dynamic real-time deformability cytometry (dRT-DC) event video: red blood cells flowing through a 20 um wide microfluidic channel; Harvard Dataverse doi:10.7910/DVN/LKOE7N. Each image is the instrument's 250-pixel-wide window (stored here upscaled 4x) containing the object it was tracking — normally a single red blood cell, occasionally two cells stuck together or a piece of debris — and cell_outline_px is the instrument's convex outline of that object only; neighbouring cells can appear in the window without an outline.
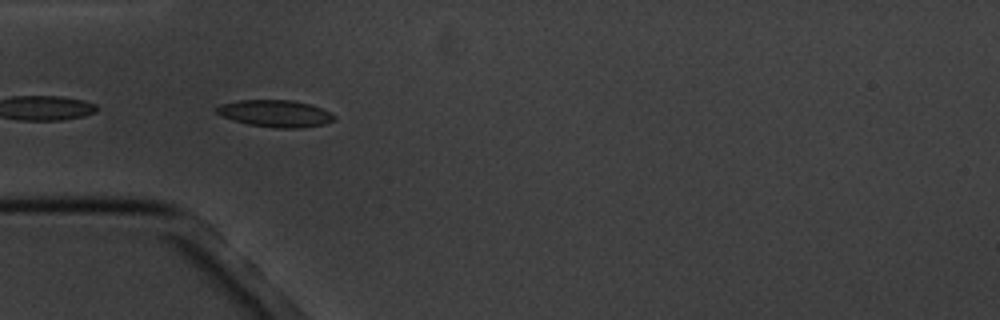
{"species": "common noctule bat (a hibernating species)", "species_latin": "Nyctalus noctula", "temperature_condition": "cold", "stored_images_in_passage": 6, "camera_frame_rate_fps": 3000, "um_per_image_px": 0.085, "animal": {"sex": "male", "body_mass_g": 20.1, "forearm_length_mm": 53.5}, "frame": {"image": 1, "passage_image": 5, "time_ms": 4.667, "image_size_px": [1000, 320], "cell_outline_px": [[336, 120], [324, 124], [300, 128], [276, 128], [248, 124], [232, 120], [220, 116], [216, 112], [216, 108], [220, 104], [240, 100], [292, 100], [312, 104], [336, 116]], "centroid_in_image_um": [23.4, 9.65], "position_along_channel_um": 61.6, "area_um2": 18.55}}